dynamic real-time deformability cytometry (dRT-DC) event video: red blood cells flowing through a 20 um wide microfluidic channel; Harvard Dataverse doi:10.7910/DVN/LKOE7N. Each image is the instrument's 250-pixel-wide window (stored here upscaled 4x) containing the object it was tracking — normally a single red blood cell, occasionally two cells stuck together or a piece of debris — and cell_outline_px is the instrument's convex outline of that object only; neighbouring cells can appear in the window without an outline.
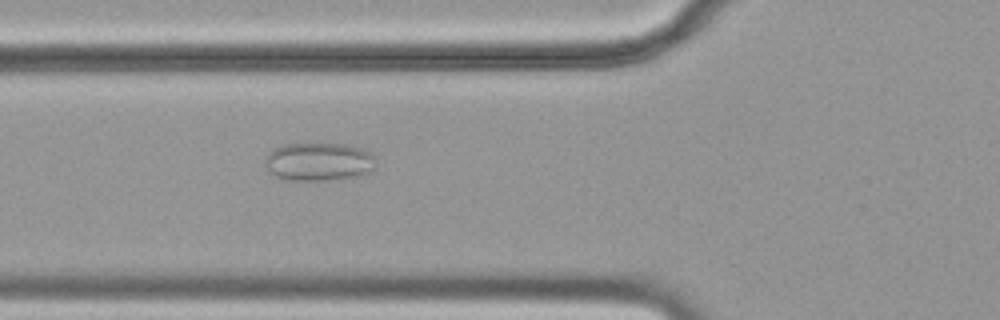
{"species": "common noctule bat (a hibernating species)", "species_latin": "Nyctalus noctula", "temperature_condition": "cold", "stored_images_in_passage": 40, "camera_frame_rate_fps": 3000, "um_per_image_px": 0.085, "animal": {"sex": "female", "body_mass_g": 19.9}, "frame": {"image": 1, "passage_image": 3, "time_ms": 0.667, "image_size_px": [1000, 320], "cell_outline_px": [[376, 156], [372, 168], [368, 172], [356, 176], [328, 180], [284, 180], [276, 176], [268, 168], [264, 160], [268, 152], [272, 148], [284, 144], [344, 144], [364, 148]], "centroid_in_image_um": [27.08, 13.73], "position_along_channel_um": 98.7, "area_um2": 24.68}}
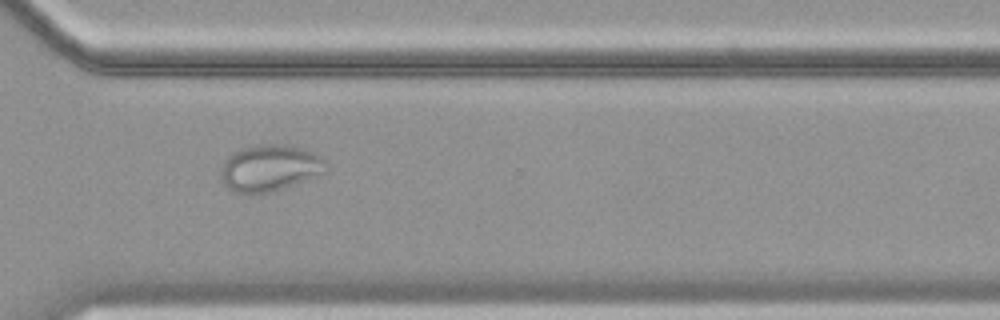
{"frame": {"image": 2, "passage_image": 24, "time_ms": 7.667, "image_size_px": [1000, 320], "cell_outline_px": [[328, 164], [324, 172], [272, 192], [232, 192], [220, 180], [220, 168], [224, 160], [228, 156], [240, 148], [260, 144], [284, 144], [300, 148], [312, 152], [328, 160]], "centroid_in_image_um": [22.89, 14.26], "position_along_channel_um": 347.7, "area_um2": 28.38}}
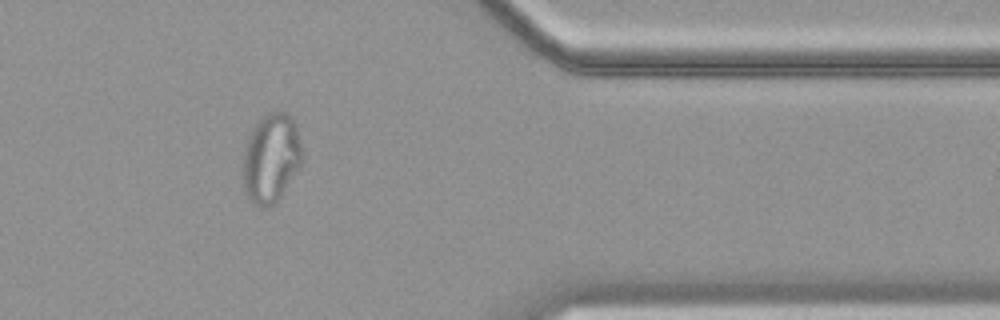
{"frame": {"image": 3, "passage_image": 29, "time_ms": 9.333, "image_size_px": [1000, 320], "cell_outline_px": [[300, 164], [284, 192], [272, 204], [264, 208], [260, 208], [244, 192], [244, 148], [252, 128], [268, 112], [284, 112], [292, 116], [296, 124], [300, 144]], "centroid_in_image_um": [23.03, 13.42], "position_along_channel_um": 388.4, "area_um2": 30.06}}